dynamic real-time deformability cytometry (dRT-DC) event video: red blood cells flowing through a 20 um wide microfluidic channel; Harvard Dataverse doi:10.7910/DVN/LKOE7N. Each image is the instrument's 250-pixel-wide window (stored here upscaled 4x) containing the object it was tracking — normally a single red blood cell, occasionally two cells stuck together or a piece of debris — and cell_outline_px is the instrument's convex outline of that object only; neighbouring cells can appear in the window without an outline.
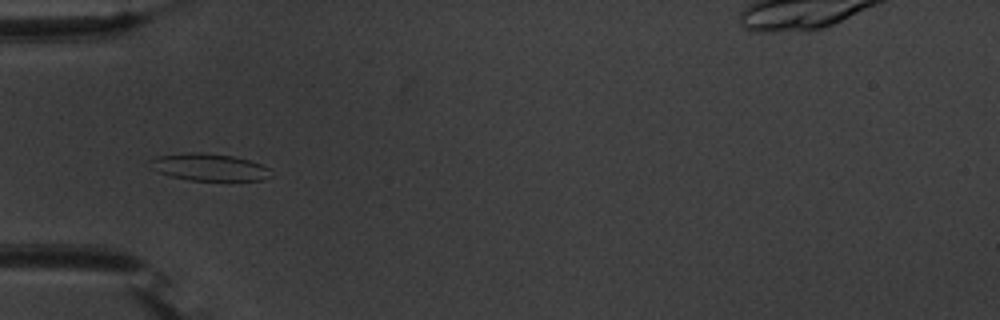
{"species": "common noctule bat (a hibernating species)", "species_latin": "Nyctalus noctula", "temperature_condition": "warm", "stored_images_in_passage": 56, "camera_frame_rate_fps": 3000, "um_per_image_px": 0.085, "animal": {"sex": "male", "body_mass_g": 20.1, "forearm_length_mm": 53.5}, "frame": {"image": 1, "passage_image": 18, "time_ms": 5.667, "image_size_px": [1000, 320], "cell_outline_px": [[272, 176], [264, 180], [188, 180], [172, 176], [160, 172], [152, 168], [148, 160], [156, 156], [188, 152], [200, 152], [232, 156], [248, 160], [260, 164], [268, 168]], "centroid_in_image_um": [17.76, 14.2], "position_along_channel_um": 67.2, "area_um2": 18.96}}
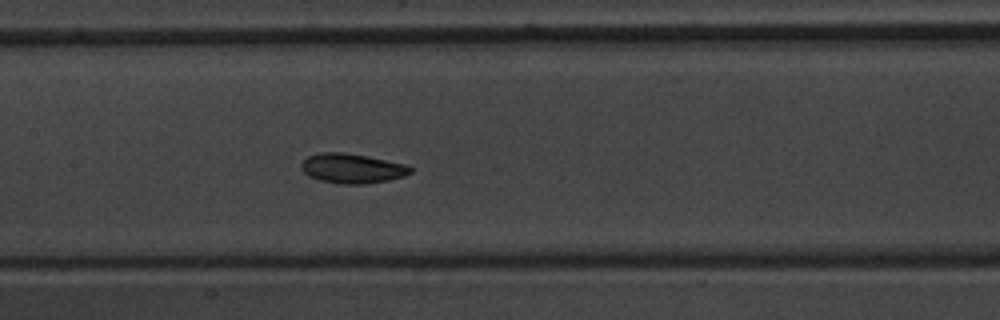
{"frame": {"image": 2, "passage_image": 27, "time_ms": 8.667, "image_size_px": [1000, 320], "cell_outline_px": [[412, 172], [404, 176], [388, 180], [364, 184], [340, 184], [320, 180], [308, 176], [300, 168], [300, 164], [308, 156], [320, 152], [344, 152], [368, 156], [404, 164], [412, 168]], "centroid_in_image_um": [29.9, 14.31], "position_along_channel_um": 177.5, "area_um2": 18.9}}
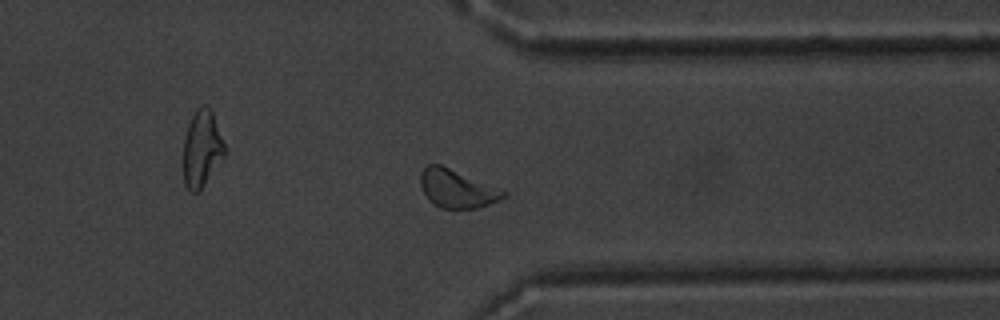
{"frame": {"image": 3, "passage_image": 43, "time_ms": 14.0, "image_size_px": [1000, 320], "cell_outline_px": [[508, 196], [500, 200], [476, 208], [440, 208], [424, 192], [420, 184], [420, 172], [428, 164], [440, 164], [508, 192]], "centroid_in_image_um": [38.86, 16.03], "position_along_channel_um": 372.5, "area_um2": 18.09}}